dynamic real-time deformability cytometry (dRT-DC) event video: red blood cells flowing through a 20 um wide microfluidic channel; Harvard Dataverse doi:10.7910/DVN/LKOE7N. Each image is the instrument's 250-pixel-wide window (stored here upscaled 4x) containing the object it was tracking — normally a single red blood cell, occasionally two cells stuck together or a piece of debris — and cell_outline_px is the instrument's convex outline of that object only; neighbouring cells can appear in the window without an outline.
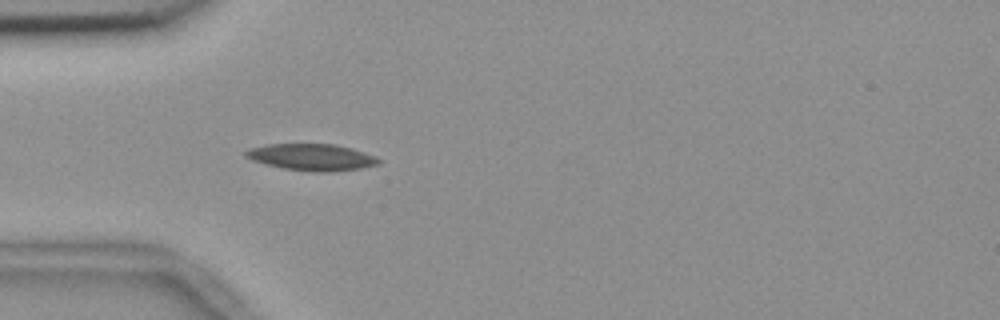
{"species": "common noctule bat (a hibernating species)", "species_latin": "Nyctalus noctula", "temperature_condition": "room temperature", "stored_images_in_passage": 4, "camera_frame_rate_fps": 3000, "um_per_image_px": 0.085, "animal": {"sex": "female", "body_mass_g": 18.4}, "frame": {"image": 1, "passage_image": 4, "time_ms": 1.0, "image_size_px": [1000, 320], "cell_outline_px": [[380, 164], [360, 168], [328, 172], [316, 172], [284, 168], [252, 160], [244, 156], [244, 152], [248, 148], [268, 144], [336, 144], [352, 148], [376, 156], [380, 160]], "centroid_in_image_um": [26.5, 13.35], "position_along_channel_um": 58.5, "area_um2": 20.58}}